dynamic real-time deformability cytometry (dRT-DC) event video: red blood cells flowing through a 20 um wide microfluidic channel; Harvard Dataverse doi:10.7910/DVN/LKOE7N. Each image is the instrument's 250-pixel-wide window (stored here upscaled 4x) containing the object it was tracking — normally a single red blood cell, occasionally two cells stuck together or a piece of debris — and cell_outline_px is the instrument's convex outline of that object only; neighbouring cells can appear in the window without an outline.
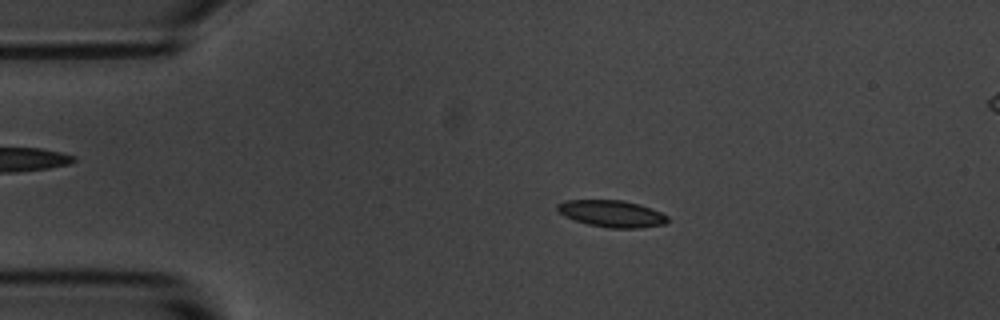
{"species": "common noctule bat (a hibernating species)", "species_latin": "Nyctalus noctula", "temperature_condition": "room temperature", "stored_images_in_passage": 6, "camera_frame_rate_fps": 3000, "um_per_image_px": 0.085, "animal": {"sex": "male", "body_mass_g": 20.1, "forearm_length_mm": 53.5}, "frame": {"image": 1, "passage_image": 3, "time_ms": 2.333, "image_size_px": [1000, 320], "cell_outline_px": [[668, 220], [664, 224], [640, 228], [608, 228], [588, 224], [564, 216], [556, 208], [556, 204], [564, 200], [624, 200], [640, 204], [652, 208], [668, 216]], "centroid_in_image_um": [52.0, 18.15], "position_along_channel_um": 33.0, "area_um2": 17.28}}
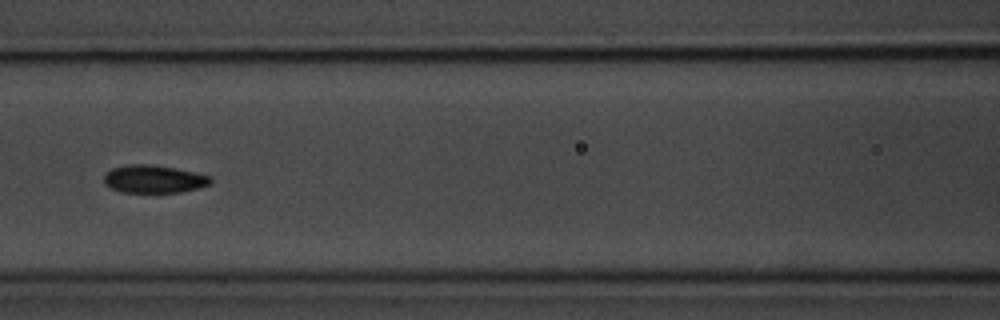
{"frame": {"image": 2, "passage_image": 6, "time_ms": 6.667, "image_size_px": [1000, 320], "cell_outline_px": [[212, 184], [200, 188], [180, 192], [124, 192], [108, 188], [104, 184], [104, 176], [112, 168], [128, 164], [152, 164], [176, 168], [196, 172], [212, 176]], "centroid_in_image_um": [13.11, 15.21], "position_along_channel_um": 153.5, "area_um2": 17.57}}